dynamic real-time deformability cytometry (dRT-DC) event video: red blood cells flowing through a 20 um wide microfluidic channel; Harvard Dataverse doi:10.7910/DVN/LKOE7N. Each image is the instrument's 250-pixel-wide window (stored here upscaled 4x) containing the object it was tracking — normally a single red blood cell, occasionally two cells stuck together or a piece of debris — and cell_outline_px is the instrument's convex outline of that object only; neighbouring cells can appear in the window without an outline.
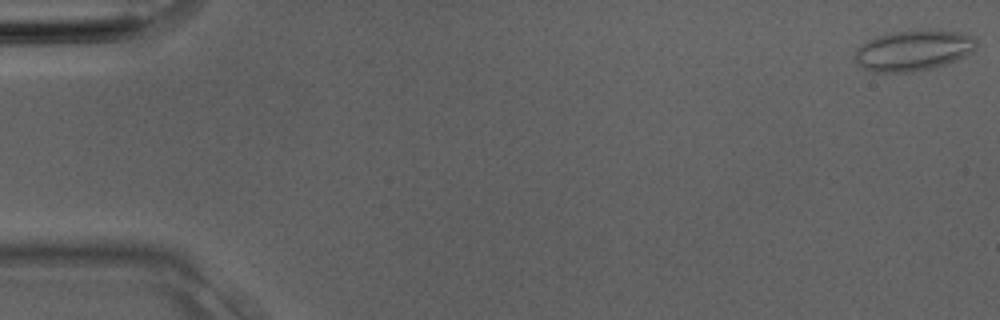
{"species": "Egyptian fruit bat (a non-hibernating species)", "species_latin": "Rousettus aegyptiacus", "temperature_condition": "room temperature", "stored_images_in_passage": 4, "camera_frame_rate_fps": 3000, "um_per_image_px": 0.085, "animal": {"sex": "male"}, "frame": {"image": 1, "passage_image": 1, "time_ms": 0.0, "image_size_px": [1000, 320], "cell_outline_px": [[976, 48], [972, 52], [956, 60], [932, 68], [912, 72], [872, 72], [864, 68], [856, 60], [856, 48], [860, 44], [876, 36], [888, 32], [960, 32], [972, 36], [976, 40]], "centroid_in_image_um": [77.61, 4.31], "position_along_channel_um": 7.4, "area_um2": 28.09}}